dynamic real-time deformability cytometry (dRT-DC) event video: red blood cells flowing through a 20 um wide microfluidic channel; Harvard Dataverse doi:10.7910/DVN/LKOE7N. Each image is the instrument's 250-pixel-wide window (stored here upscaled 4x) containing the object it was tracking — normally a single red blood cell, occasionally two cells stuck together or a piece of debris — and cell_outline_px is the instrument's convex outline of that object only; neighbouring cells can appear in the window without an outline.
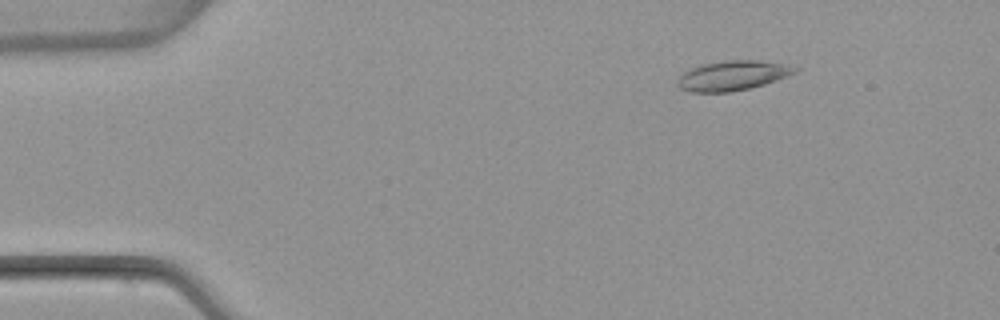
{"species": "common noctule bat (a hibernating species)", "species_latin": "Nyctalus noctula", "temperature_condition": "warm", "stored_images_in_passage": 4, "camera_frame_rate_fps": 3000, "um_per_image_px": 0.085, "animal": {"sex": "female", "body_mass_g": 22.7, "forearm_length_mm": 54.2}, "frame": {"image": 1, "passage_image": 2, "time_ms": 1.333, "image_size_px": [1000, 320], "cell_outline_px": [[800, 68], [796, 72], [788, 76], [752, 88], [732, 92], [688, 92], [680, 88], [676, 84], [676, 80], [684, 72], [700, 64], [724, 60], [756, 60], [788, 64]], "centroid_in_image_um": [62.27, 6.42], "position_along_channel_um": 22.7, "area_um2": 20.63}}